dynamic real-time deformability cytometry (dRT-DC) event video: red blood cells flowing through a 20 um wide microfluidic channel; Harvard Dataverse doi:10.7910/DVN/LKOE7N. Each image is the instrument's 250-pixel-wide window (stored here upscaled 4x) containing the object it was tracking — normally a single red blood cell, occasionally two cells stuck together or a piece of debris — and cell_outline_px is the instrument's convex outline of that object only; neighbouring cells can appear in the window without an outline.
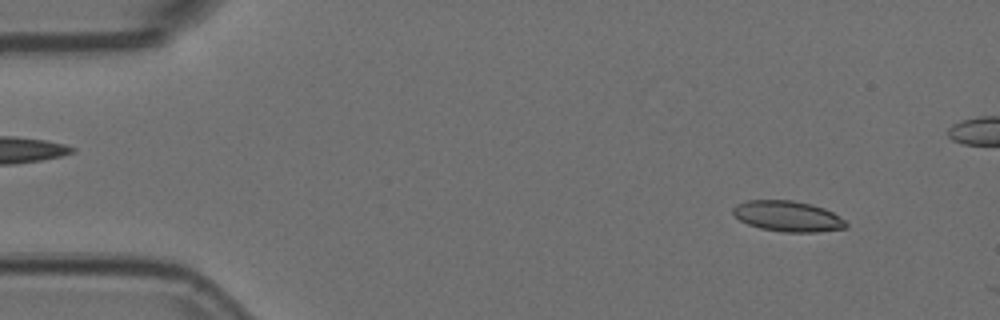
{"species": "Egyptian fruit bat (a non-hibernating species)", "species_latin": "Rousettus aegyptiacus", "temperature_condition": "room temperature", "stored_images_in_passage": 6, "camera_frame_rate_fps": 3000, "um_per_image_px": 0.085, "animal": {"sex": "female"}, "frame": {"image": 1, "passage_image": 5, "time_ms": 1.333, "image_size_px": [1000, 320], "cell_outline_px": [[848, 224], [844, 228], [816, 232], [784, 232], [760, 228], [748, 224], [740, 220], [732, 212], [732, 208], [736, 204], [748, 200], [792, 200], [812, 204], [824, 208], [832, 212], [844, 220]], "centroid_in_image_um": [66.94, 18.37], "position_along_channel_um": 18.1, "area_um2": 20.11}}